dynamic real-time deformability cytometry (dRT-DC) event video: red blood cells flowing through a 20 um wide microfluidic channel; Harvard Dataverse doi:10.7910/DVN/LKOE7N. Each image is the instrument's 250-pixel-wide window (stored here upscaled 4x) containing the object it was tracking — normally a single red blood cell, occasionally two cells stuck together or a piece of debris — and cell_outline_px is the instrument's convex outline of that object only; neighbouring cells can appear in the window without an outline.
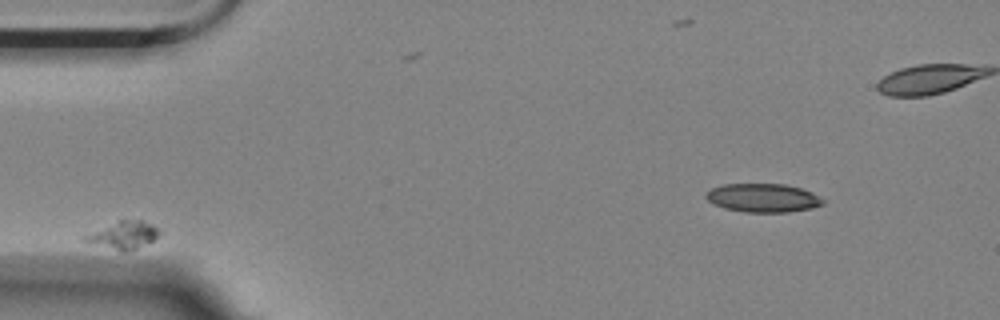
{"species": "Egyptian fruit bat (a non-hibernating species)", "species_latin": "Rousettus aegyptiacus", "temperature_condition": "room temperature", "stored_images_in_passage": 2, "camera_frame_rate_fps": 3000, "um_per_image_px": 0.085, "animal": {"sex": "female"}, "frame": {"image": 1, "passage_image": 1, "time_ms": 0.0, "image_size_px": [1000, 320], "cell_outline_px": [[164, 232], [152, 240], [136, 248], [124, 252], [120, 252], [80, 240], [80, 236], [120, 220], [140, 220], [152, 224], [160, 228]], "centroid_in_image_um": [10.47, 19.99], "position_along_channel_um": 74.5, "area_um2": 12.08}}